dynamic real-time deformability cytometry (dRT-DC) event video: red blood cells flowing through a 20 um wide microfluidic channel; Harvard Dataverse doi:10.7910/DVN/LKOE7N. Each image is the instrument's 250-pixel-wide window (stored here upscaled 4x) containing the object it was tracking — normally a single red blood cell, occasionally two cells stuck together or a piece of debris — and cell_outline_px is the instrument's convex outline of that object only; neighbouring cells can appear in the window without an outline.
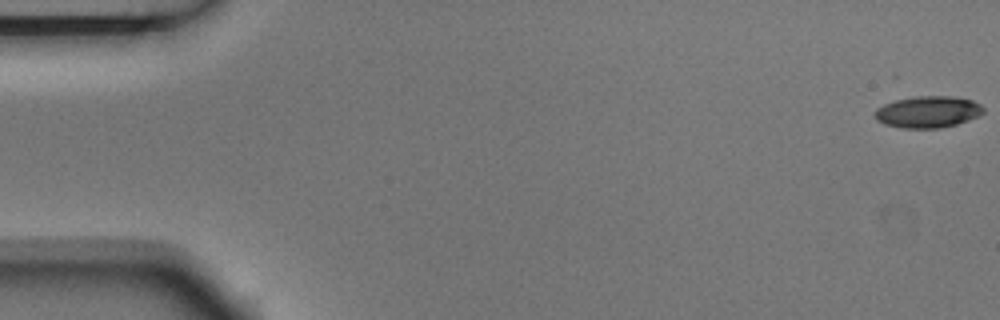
{"species": "Egyptian fruit bat (a non-hibernating species)", "species_latin": "Rousettus aegyptiacus", "temperature_condition": "room temperature", "stored_images_in_passage": 4, "camera_frame_rate_fps": 3000, "um_per_image_px": 0.085, "animal": {"sex": "male"}, "frame": {"image": 1, "passage_image": 1, "time_ms": 0.0, "image_size_px": [1000, 320], "cell_outline_px": [[984, 112], [980, 116], [956, 124], [940, 128], [904, 128], [884, 124], [876, 120], [872, 116], [876, 108], [884, 104], [896, 100], [912, 96], [952, 96], [972, 100], [980, 104], [984, 108]], "centroid_in_image_um": [78.85, 9.51], "position_along_channel_um": 6.1, "area_um2": 20.23}}